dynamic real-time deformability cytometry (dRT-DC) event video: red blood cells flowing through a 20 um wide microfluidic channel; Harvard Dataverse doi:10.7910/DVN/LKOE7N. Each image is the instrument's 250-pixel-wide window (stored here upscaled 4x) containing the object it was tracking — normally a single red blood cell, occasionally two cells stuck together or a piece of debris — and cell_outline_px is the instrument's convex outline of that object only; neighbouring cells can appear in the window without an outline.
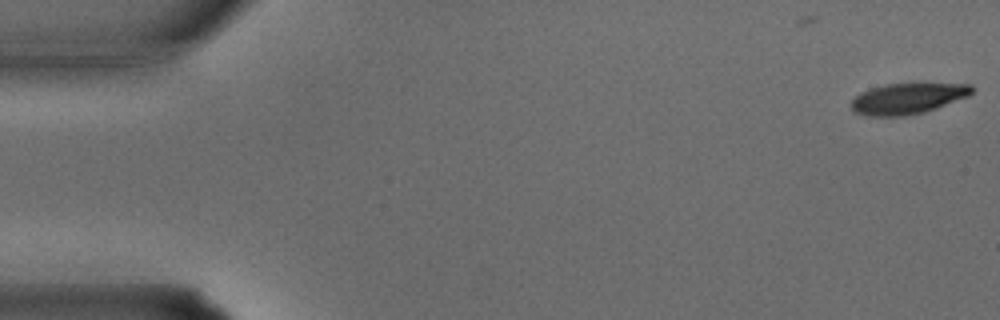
{"species": "common noctule bat (a hibernating species)", "species_latin": "Nyctalus noctula", "temperature_condition": "warm", "stored_images_in_passage": 35, "segment_of_instrument_passage": [1, 2], "camera_frame_rate_fps": 3000, "um_per_image_px": 0.085, "animal": {"sex": "male", "body_mass_g": 15.6}, "frame": {"image": 1, "passage_image": 1, "time_ms": 0.0, "image_size_px": [1000, 320], "cell_outline_px": [[972, 92], [968, 96], [936, 108], [924, 112], [904, 116], [864, 116], [852, 112], [852, 100], [860, 92], [884, 84], [972, 84]], "centroid_in_image_um": [77.1, 8.39], "position_along_channel_um": 7.9, "area_um2": 21.5}}
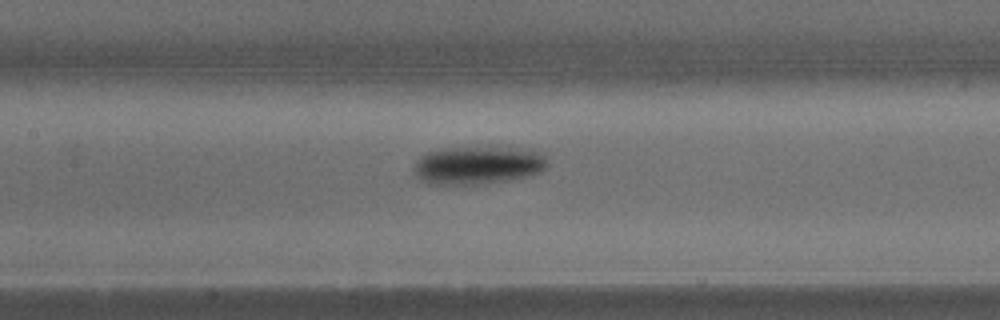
{"frame": {"image": 2, "passage_image": 16, "time_ms": 5.0, "image_size_px": [1000, 320], "cell_outline_px": [[548, 164], [540, 172], [528, 176], [508, 180], [476, 184], [428, 184], [420, 180], [412, 172], [416, 160], [424, 152], [448, 148], [496, 148], [536, 152], [544, 156], [548, 160]], "centroid_in_image_um": [40.52, 14.07], "position_along_channel_um": 166.9, "area_um2": 29.13}}
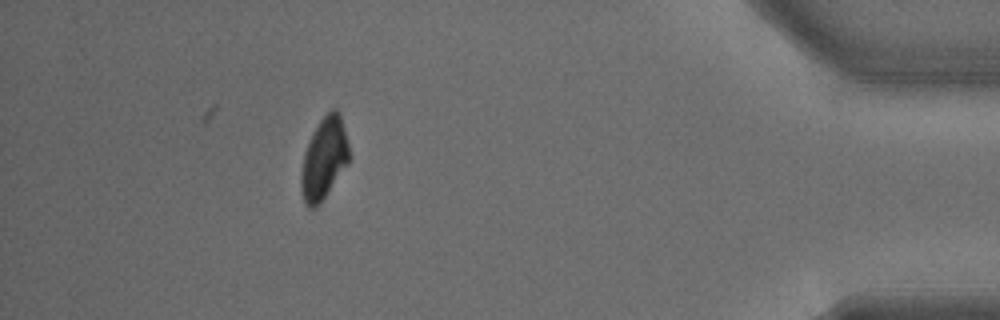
{"frame": {"image": 3, "passage_image": 31, "time_ms": 10.0, "image_size_px": [1000, 320], "cell_outline_px": [[348, 164], [320, 204], [316, 208], [308, 208], [304, 204], [300, 188], [300, 172], [304, 152], [312, 132], [320, 120], [332, 108], [336, 108], [340, 112], [348, 144]], "centroid_in_image_um": [27.51, 13.51], "position_along_channel_um": 407.7, "area_um2": 23.06}}